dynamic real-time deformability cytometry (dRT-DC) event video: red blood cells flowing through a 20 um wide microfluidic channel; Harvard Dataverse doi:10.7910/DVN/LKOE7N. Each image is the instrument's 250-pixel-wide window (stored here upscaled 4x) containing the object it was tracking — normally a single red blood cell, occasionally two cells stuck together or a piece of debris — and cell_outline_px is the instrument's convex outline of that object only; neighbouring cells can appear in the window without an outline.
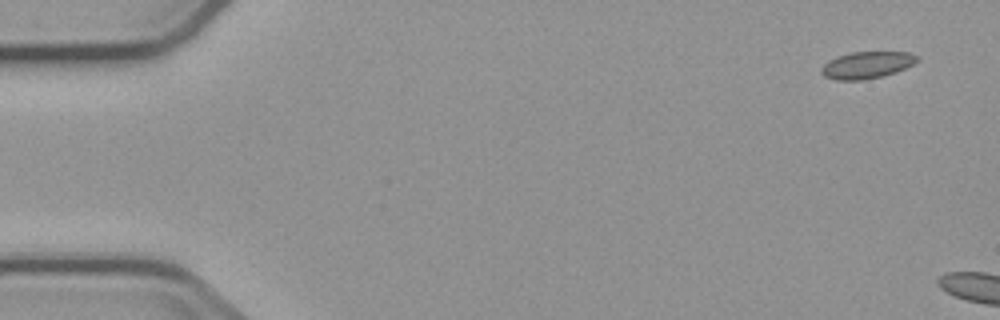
{"species": "common noctule bat (a hibernating species)", "species_latin": "Nyctalus noctula", "temperature_condition": "cold", "stored_images_in_passage": 11, "camera_frame_rate_fps": 3000, "um_per_image_px": 0.085, "animal": {"sex": "male", "body_mass_g": 23.1, "forearm_length_mm": 52.7}, "frame": {"image": 1, "passage_image": 1, "time_ms": 0.0, "image_size_px": [1000, 320], "cell_outline_px": [[920, 60], [896, 72], [864, 80], [836, 80], [824, 76], [820, 72], [820, 68], [828, 60], [836, 56], [852, 52], [908, 52], [920, 56]], "centroid_in_image_um": [73.66, 5.52], "position_along_channel_um": 11.3, "area_um2": 15.09}}
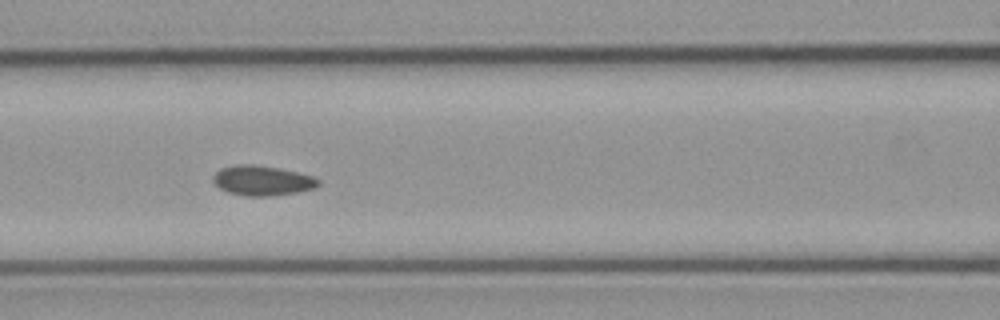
{"frame": {"image": 2, "passage_image": 8, "time_ms": 9.0, "image_size_px": [1000, 320], "cell_outline_px": [[320, 184], [316, 188], [300, 192], [268, 196], [248, 196], [228, 192], [220, 188], [212, 180], [212, 176], [220, 168], [236, 164], [252, 164], [276, 168], [296, 172], [312, 176], [320, 180]], "centroid_in_image_um": [22.29, 15.35], "position_along_channel_um": 144.3, "area_um2": 18.32}}
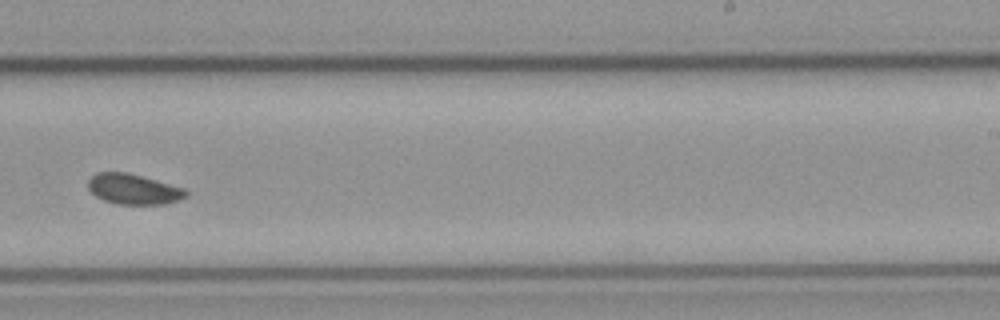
{"frame": {"image": 3, "passage_image": 11, "time_ms": 12.667, "image_size_px": [1000, 320], "cell_outline_px": [[188, 196], [180, 200], [164, 204], [116, 204], [104, 200], [96, 196], [88, 188], [88, 180], [96, 172], [128, 172], [184, 188], [188, 192]], "centroid_in_image_um": [11.36, 16.08], "position_along_channel_um": 277.6, "area_um2": 17.34}}